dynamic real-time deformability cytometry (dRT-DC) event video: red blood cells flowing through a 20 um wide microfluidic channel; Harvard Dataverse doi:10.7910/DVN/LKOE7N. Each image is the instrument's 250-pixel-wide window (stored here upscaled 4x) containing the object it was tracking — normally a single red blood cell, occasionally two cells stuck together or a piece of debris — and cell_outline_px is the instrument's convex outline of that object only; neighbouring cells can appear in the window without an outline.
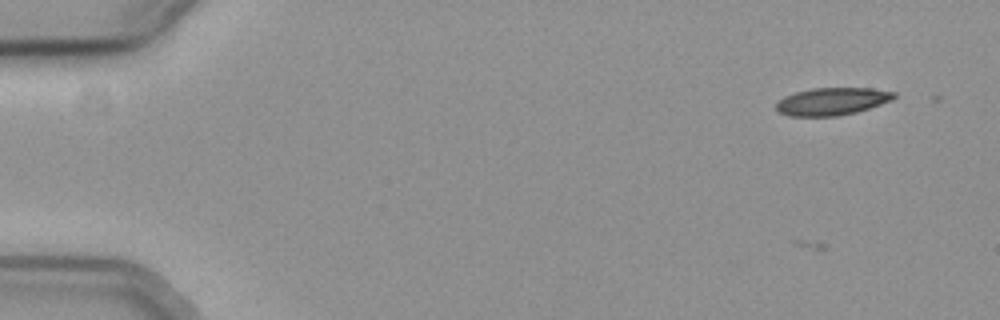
{"species": "common noctule bat (a hibernating species)", "species_latin": "Nyctalus noctula", "temperature_condition": "cold", "stored_images_in_passage": 44, "camera_frame_rate_fps": 3000, "um_per_image_px": 0.085, "animal": {"sex": "female", "body_mass_g": 19.3, "forearm_length_mm": 54.1}, "frame": {"image": 1, "passage_image": 1, "time_ms": 0.0, "image_size_px": [1000, 320], "cell_outline_px": [[896, 96], [892, 100], [856, 112], [836, 116], [788, 116], [780, 112], [776, 108], [776, 104], [784, 96], [796, 92], [812, 88], [872, 88], [896, 92]], "centroid_in_image_um": [70.73, 8.61], "position_along_channel_um": 14.3, "area_um2": 18.79}}
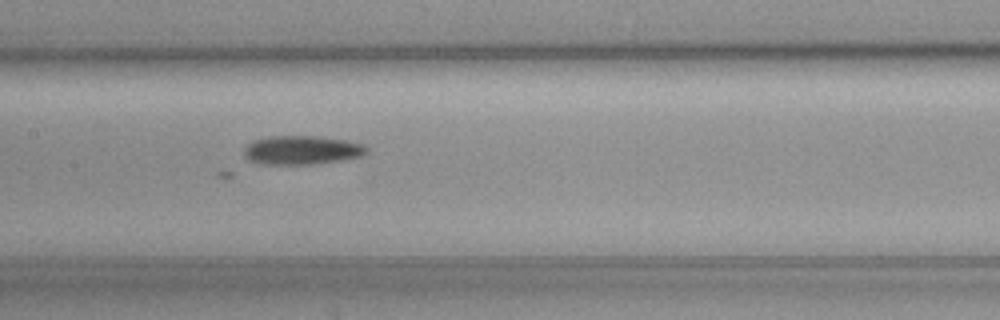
{"frame": {"image": 2, "passage_image": 25, "time_ms": 8.0, "image_size_px": [1000, 320], "cell_outline_px": [[368, 152], [360, 156], [340, 160], [316, 164], [260, 164], [248, 160], [244, 156], [244, 148], [252, 140], [272, 136], [316, 136], [344, 140], [360, 144], [368, 148]], "centroid_in_image_um": [25.6, 12.76], "position_along_channel_um": 181.8, "area_um2": 20.52}}
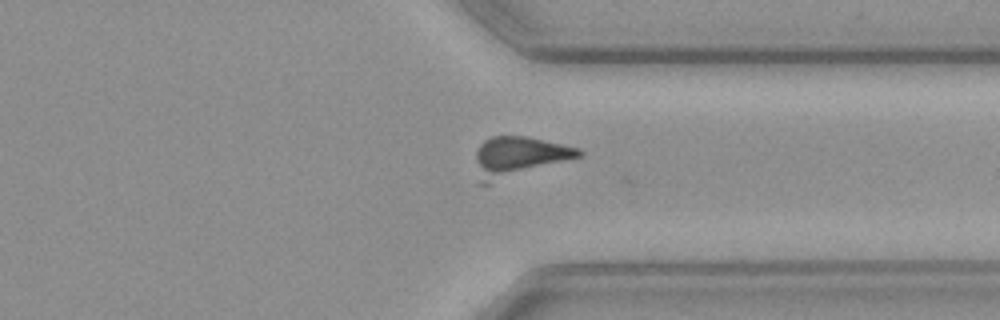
{"frame": {"image": 3, "passage_image": 40, "time_ms": 13.0, "image_size_px": [1000, 320], "cell_outline_px": [[584, 156], [488, 184], [476, 184], [476, 152], [480, 144], [484, 140], [492, 136], [528, 136], [580, 148], [584, 152]], "centroid_in_image_um": [44.09, 13.33], "position_along_channel_um": 367.3, "area_um2": 24.45}}